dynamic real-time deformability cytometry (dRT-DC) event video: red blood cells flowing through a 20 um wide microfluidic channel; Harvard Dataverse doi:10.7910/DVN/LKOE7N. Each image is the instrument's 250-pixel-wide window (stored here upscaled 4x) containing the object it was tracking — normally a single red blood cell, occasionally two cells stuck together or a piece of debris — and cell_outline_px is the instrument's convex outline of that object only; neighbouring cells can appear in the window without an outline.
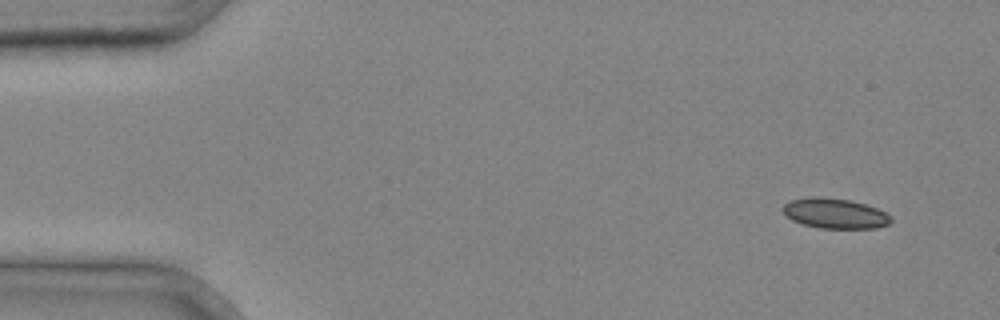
{"species": "common noctule bat (a hibernating species)", "species_latin": "Nyctalus noctula", "temperature_condition": "cold", "stored_images_in_passage": 35, "camera_frame_rate_fps": 3000, "um_per_image_px": 0.085, "animal": {"sex": "male", "body_mass_g": 20.4}, "frame": {"image": 1, "passage_image": 1, "time_ms": 0.0, "image_size_px": [1000, 320], "cell_outline_px": [[892, 220], [888, 224], [876, 228], [820, 228], [804, 224], [792, 220], [784, 212], [784, 204], [792, 200], [812, 196], [820, 196], [848, 200], [864, 204], [876, 208], [892, 216]], "centroid_in_image_um": [70.99, 18.14], "position_along_channel_um": 14.0, "area_um2": 18.73}}
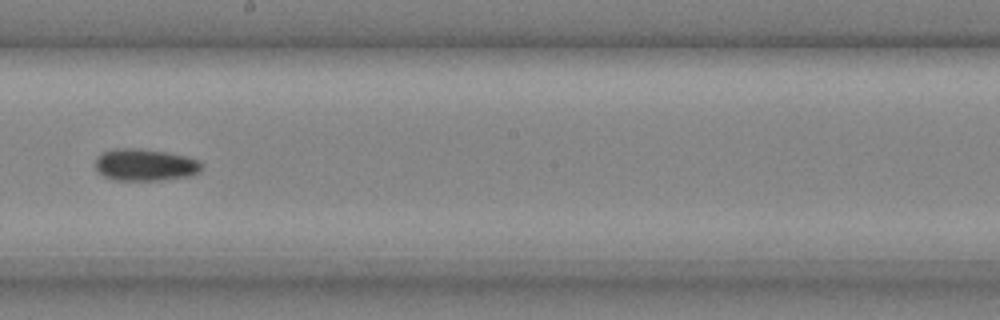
{"frame": {"image": 2, "passage_image": 20, "time_ms": 6.333, "image_size_px": [1000, 320], "cell_outline_px": [[204, 164], [200, 172], [188, 176], [160, 180], [112, 180], [104, 176], [96, 168], [96, 156], [100, 152], [112, 148], [140, 148], [168, 152], [188, 156], [200, 160]], "centroid_in_image_um": [12.35, 13.99], "position_along_channel_um": 235.9, "area_um2": 20.23}}
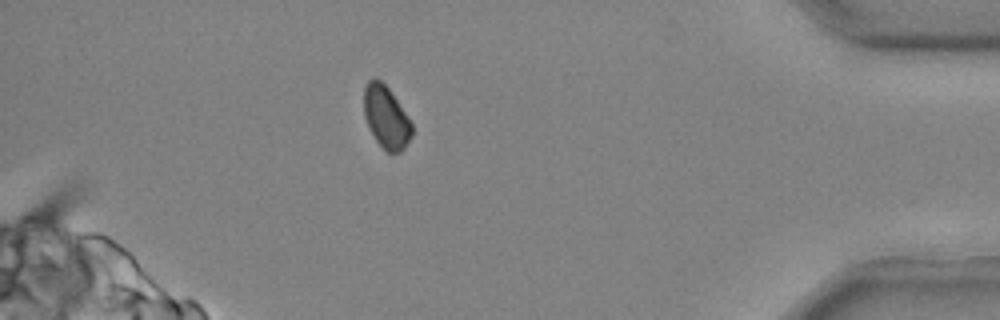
{"frame": {"image": 3, "passage_image": 32, "time_ms": 10.333, "image_size_px": [1000, 320], "cell_outline_px": [[412, 136], [404, 148], [400, 152], [388, 152], [376, 140], [364, 116], [364, 88], [368, 80], [380, 80], [388, 88], [412, 124]], "centroid_in_image_um": [32.82, 9.97], "position_along_channel_um": 402.4, "area_um2": 16.88}}